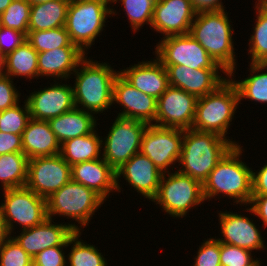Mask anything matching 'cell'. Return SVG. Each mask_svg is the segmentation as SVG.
<instances>
[{
  "label": "cell",
  "mask_w": 267,
  "mask_h": 266,
  "mask_svg": "<svg viewBox=\"0 0 267 266\" xmlns=\"http://www.w3.org/2000/svg\"><path fill=\"white\" fill-rule=\"evenodd\" d=\"M31 5L40 4L44 2H48L50 0H27Z\"/></svg>",
  "instance_id": "51"
},
{
  "label": "cell",
  "mask_w": 267,
  "mask_h": 266,
  "mask_svg": "<svg viewBox=\"0 0 267 266\" xmlns=\"http://www.w3.org/2000/svg\"><path fill=\"white\" fill-rule=\"evenodd\" d=\"M120 3L132 32L137 33L144 25L151 26L156 0H111V4Z\"/></svg>",
  "instance_id": "35"
},
{
  "label": "cell",
  "mask_w": 267,
  "mask_h": 266,
  "mask_svg": "<svg viewBox=\"0 0 267 266\" xmlns=\"http://www.w3.org/2000/svg\"><path fill=\"white\" fill-rule=\"evenodd\" d=\"M183 136L181 129L148 125L142 135L140 152L161 172H171V168L174 171L180 159Z\"/></svg>",
  "instance_id": "12"
},
{
  "label": "cell",
  "mask_w": 267,
  "mask_h": 266,
  "mask_svg": "<svg viewBox=\"0 0 267 266\" xmlns=\"http://www.w3.org/2000/svg\"><path fill=\"white\" fill-rule=\"evenodd\" d=\"M81 233L76 231L69 239V246L72 245V248L69 247L71 250L67 254V266H108L107 259L101 250L91 243L88 244L86 240H82Z\"/></svg>",
  "instance_id": "33"
},
{
  "label": "cell",
  "mask_w": 267,
  "mask_h": 266,
  "mask_svg": "<svg viewBox=\"0 0 267 266\" xmlns=\"http://www.w3.org/2000/svg\"><path fill=\"white\" fill-rule=\"evenodd\" d=\"M255 4H267V0H255Z\"/></svg>",
  "instance_id": "52"
},
{
  "label": "cell",
  "mask_w": 267,
  "mask_h": 266,
  "mask_svg": "<svg viewBox=\"0 0 267 266\" xmlns=\"http://www.w3.org/2000/svg\"><path fill=\"white\" fill-rule=\"evenodd\" d=\"M249 76L243 80L229 77L236 85L240 104L242 100L267 104V66L264 63H248Z\"/></svg>",
  "instance_id": "30"
},
{
  "label": "cell",
  "mask_w": 267,
  "mask_h": 266,
  "mask_svg": "<svg viewBox=\"0 0 267 266\" xmlns=\"http://www.w3.org/2000/svg\"><path fill=\"white\" fill-rule=\"evenodd\" d=\"M31 4L27 0H13L0 15V24L27 35Z\"/></svg>",
  "instance_id": "36"
},
{
  "label": "cell",
  "mask_w": 267,
  "mask_h": 266,
  "mask_svg": "<svg viewBox=\"0 0 267 266\" xmlns=\"http://www.w3.org/2000/svg\"><path fill=\"white\" fill-rule=\"evenodd\" d=\"M258 170H252V196L267 195V162Z\"/></svg>",
  "instance_id": "46"
},
{
  "label": "cell",
  "mask_w": 267,
  "mask_h": 266,
  "mask_svg": "<svg viewBox=\"0 0 267 266\" xmlns=\"http://www.w3.org/2000/svg\"><path fill=\"white\" fill-rule=\"evenodd\" d=\"M110 5L111 0H74L69 3L64 27L71 42L86 55L95 44V39L105 30L107 17L119 14L114 10V5Z\"/></svg>",
  "instance_id": "6"
},
{
  "label": "cell",
  "mask_w": 267,
  "mask_h": 266,
  "mask_svg": "<svg viewBox=\"0 0 267 266\" xmlns=\"http://www.w3.org/2000/svg\"><path fill=\"white\" fill-rule=\"evenodd\" d=\"M68 245L49 247L33 257V266H67V255L64 248Z\"/></svg>",
  "instance_id": "41"
},
{
  "label": "cell",
  "mask_w": 267,
  "mask_h": 266,
  "mask_svg": "<svg viewBox=\"0 0 267 266\" xmlns=\"http://www.w3.org/2000/svg\"><path fill=\"white\" fill-rule=\"evenodd\" d=\"M244 210L246 213L249 212L251 215L258 217L257 219L263 223L262 227L267 228V195L252 196L248 207Z\"/></svg>",
  "instance_id": "44"
},
{
  "label": "cell",
  "mask_w": 267,
  "mask_h": 266,
  "mask_svg": "<svg viewBox=\"0 0 267 266\" xmlns=\"http://www.w3.org/2000/svg\"><path fill=\"white\" fill-rule=\"evenodd\" d=\"M244 150L241 145L233 146L210 172L203 183L205 201L216 199L217 196L219 199H232L233 205H249L252 198L253 169L242 161Z\"/></svg>",
  "instance_id": "1"
},
{
  "label": "cell",
  "mask_w": 267,
  "mask_h": 266,
  "mask_svg": "<svg viewBox=\"0 0 267 266\" xmlns=\"http://www.w3.org/2000/svg\"><path fill=\"white\" fill-rule=\"evenodd\" d=\"M116 116L108 134L102 137V158L115 171L140 152L142 135L148 126L131 116Z\"/></svg>",
  "instance_id": "9"
},
{
  "label": "cell",
  "mask_w": 267,
  "mask_h": 266,
  "mask_svg": "<svg viewBox=\"0 0 267 266\" xmlns=\"http://www.w3.org/2000/svg\"><path fill=\"white\" fill-rule=\"evenodd\" d=\"M195 15L190 0H156L150 27L162 38L188 34Z\"/></svg>",
  "instance_id": "20"
},
{
  "label": "cell",
  "mask_w": 267,
  "mask_h": 266,
  "mask_svg": "<svg viewBox=\"0 0 267 266\" xmlns=\"http://www.w3.org/2000/svg\"><path fill=\"white\" fill-rule=\"evenodd\" d=\"M162 175L163 172L146 155L136 153L116 171L117 193L122 190L120 182L124 178L130 189L133 187L144 199L152 201L157 195Z\"/></svg>",
  "instance_id": "17"
},
{
  "label": "cell",
  "mask_w": 267,
  "mask_h": 266,
  "mask_svg": "<svg viewBox=\"0 0 267 266\" xmlns=\"http://www.w3.org/2000/svg\"><path fill=\"white\" fill-rule=\"evenodd\" d=\"M0 266H33V257L10 236L0 246Z\"/></svg>",
  "instance_id": "39"
},
{
  "label": "cell",
  "mask_w": 267,
  "mask_h": 266,
  "mask_svg": "<svg viewBox=\"0 0 267 266\" xmlns=\"http://www.w3.org/2000/svg\"><path fill=\"white\" fill-rule=\"evenodd\" d=\"M13 79L3 74L0 77V112L18 104L21 93L16 88Z\"/></svg>",
  "instance_id": "42"
},
{
  "label": "cell",
  "mask_w": 267,
  "mask_h": 266,
  "mask_svg": "<svg viewBox=\"0 0 267 266\" xmlns=\"http://www.w3.org/2000/svg\"><path fill=\"white\" fill-rule=\"evenodd\" d=\"M3 200L0 213L6 222L10 235L17 234L14 230L32 228L42 223L47 216L46 199L24 187L2 190ZM16 223V225H15Z\"/></svg>",
  "instance_id": "10"
},
{
  "label": "cell",
  "mask_w": 267,
  "mask_h": 266,
  "mask_svg": "<svg viewBox=\"0 0 267 266\" xmlns=\"http://www.w3.org/2000/svg\"><path fill=\"white\" fill-rule=\"evenodd\" d=\"M255 26L248 39L249 63H264L267 61V4H255Z\"/></svg>",
  "instance_id": "32"
},
{
  "label": "cell",
  "mask_w": 267,
  "mask_h": 266,
  "mask_svg": "<svg viewBox=\"0 0 267 266\" xmlns=\"http://www.w3.org/2000/svg\"><path fill=\"white\" fill-rule=\"evenodd\" d=\"M163 66L168 74L169 86L182 89L197 98L215 91L229 77L224 69L196 70L184 65Z\"/></svg>",
  "instance_id": "18"
},
{
  "label": "cell",
  "mask_w": 267,
  "mask_h": 266,
  "mask_svg": "<svg viewBox=\"0 0 267 266\" xmlns=\"http://www.w3.org/2000/svg\"><path fill=\"white\" fill-rule=\"evenodd\" d=\"M241 214V212L238 214L227 210L218 213L219 231L222 237L217 236V239L224 244L238 246L252 252L267 251L262 231L259 230L261 226H257L249 215Z\"/></svg>",
  "instance_id": "16"
},
{
  "label": "cell",
  "mask_w": 267,
  "mask_h": 266,
  "mask_svg": "<svg viewBox=\"0 0 267 266\" xmlns=\"http://www.w3.org/2000/svg\"><path fill=\"white\" fill-rule=\"evenodd\" d=\"M163 65H184L191 69H223L190 34L161 38L154 47Z\"/></svg>",
  "instance_id": "11"
},
{
  "label": "cell",
  "mask_w": 267,
  "mask_h": 266,
  "mask_svg": "<svg viewBox=\"0 0 267 266\" xmlns=\"http://www.w3.org/2000/svg\"><path fill=\"white\" fill-rule=\"evenodd\" d=\"M72 180L88 187L105 201L117 192L116 171L103 159L84 161L71 166Z\"/></svg>",
  "instance_id": "23"
},
{
  "label": "cell",
  "mask_w": 267,
  "mask_h": 266,
  "mask_svg": "<svg viewBox=\"0 0 267 266\" xmlns=\"http://www.w3.org/2000/svg\"><path fill=\"white\" fill-rule=\"evenodd\" d=\"M95 117L98 118L91 112L75 107L58 117L50 119L48 122L52 132L62 144L69 139L85 136L96 129L98 130L97 124L99 125L100 123H97L99 119Z\"/></svg>",
  "instance_id": "26"
},
{
  "label": "cell",
  "mask_w": 267,
  "mask_h": 266,
  "mask_svg": "<svg viewBox=\"0 0 267 266\" xmlns=\"http://www.w3.org/2000/svg\"><path fill=\"white\" fill-rule=\"evenodd\" d=\"M198 98L188 92L169 86L157 99L155 125L181 130L191 129Z\"/></svg>",
  "instance_id": "14"
},
{
  "label": "cell",
  "mask_w": 267,
  "mask_h": 266,
  "mask_svg": "<svg viewBox=\"0 0 267 266\" xmlns=\"http://www.w3.org/2000/svg\"><path fill=\"white\" fill-rule=\"evenodd\" d=\"M100 62L86 55L71 76L75 106L96 116L114 106L113 83L119 74L107 61Z\"/></svg>",
  "instance_id": "2"
},
{
  "label": "cell",
  "mask_w": 267,
  "mask_h": 266,
  "mask_svg": "<svg viewBox=\"0 0 267 266\" xmlns=\"http://www.w3.org/2000/svg\"><path fill=\"white\" fill-rule=\"evenodd\" d=\"M28 157L23 152L0 155L1 190L24 187L27 181Z\"/></svg>",
  "instance_id": "31"
},
{
  "label": "cell",
  "mask_w": 267,
  "mask_h": 266,
  "mask_svg": "<svg viewBox=\"0 0 267 266\" xmlns=\"http://www.w3.org/2000/svg\"><path fill=\"white\" fill-rule=\"evenodd\" d=\"M12 1L13 0H0V15L6 10Z\"/></svg>",
  "instance_id": "49"
},
{
  "label": "cell",
  "mask_w": 267,
  "mask_h": 266,
  "mask_svg": "<svg viewBox=\"0 0 267 266\" xmlns=\"http://www.w3.org/2000/svg\"><path fill=\"white\" fill-rule=\"evenodd\" d=\"M53 80L50 86L31 91L26 96L30 118L49 121L75 108L72 84Z\"/></svg>",
  "instance_id": "15"
},
{
  "label": "cell",
  "mask_w": 267,
  "mask_h": 266,
  "mask_svg": "<svg viewBox=\"0 0 267 266\" xmlns=\"http://www.w3.org/2000/svg\"><path fill=\"white\" fill-rule=\"evenodd\" d=\"M141 61L119 69V73L137 90L158 99L169 87L166 68L156 57Z\"/></svg>",
  "instance_id": "22"
},
{
  "label": "cell",
  "mask_w": 267,
  "mask_h": 266,
  "mask_svg": "<svg viewBox=\"0 0 267 266\" xmlns=\"http://www.w3.org/2000/svg\"><path fill=\"white\" fill-rule=\"evenodd\" d=\"M85 56L79 47H61L39 52L38 78L48 77V80L51 77V80L68 81Z\"/></svg>",
  "instance_id": "24"
},
{
  "label": "cell",
  "mask_w": 267,
  "mask_h": 266,
  "mask_svg": "<svg viewBox=\"0 0 267 266\" xmlns=\"http://www.w3.org/2000/svg\"><path fill=\"white\" fill-rule=\"evenodd\" d=\"M191 266H221L220 241L215 237L203 240Z\"/></svg>",
  "instance_id": "40"
},
{
  "label": "cell",
  "mask_w": 267,
  "mask_h": 266,
  "mask_svg": "<svg viewBox=\"0 0 267 266\" xmlns=\"http://www.w3.org/2000/svg\"><path fill=\"white\" fill-rule=\"evenodd\" d=\"M27 41V35L12 28L0 27V55L4 58Z\"/></svg>",
  "instance_id": "43"
},
{
  "label": "cell",
  "mask_w": 267,
  "mask_h": 266,
  "mask_svg": "<svg viewBox=\"0 0 267 266\" xmlns=\"http://www.w3.org/2000/svg\"><path fill=\"white\" fill-rule=\"evenodd\" d=\"M240 99L236 85L228 79L215 91L198 98L191 129L212 132L228 139L234 146L241 145L227 135L239 109Z\"/></svg>",
  "instance_id": "5"
},
{
  "label": "cell",
  "mask_w": 267,
  "mask_h": 266,
  "mask_svg": "<svg viewBox=\"0 0 267 266\" xmlns=\"http://www.w3.org/2000/svg\"><path fill=\"white\" fill-rule=\"evenodd\" d=\"M60 155L70 166L102 158V136L95 130L88 135L69 139L61 144Z\"/></svg>",
  "instance_id": "28"
},
{
  "label": "cell",
  "mask_w": 267,
  "mask_h": 266,
  "mask_svg": "<svg viewBox=\"0 0 267 266\" xmlns=\"http://www.w3.org/2000/svg\"><path fill=\"white\" fill-rule=\"evenodd\" d=\"M6 222L3 220L0 213V246L10 237Z\"/></svg>",
  "instance_id": "48"
},
{
  "label": "cell",
  "mask_w": 267,
  "mask_h": 266,
  "mask_svg": "<svg viewBox=\"0 0 267 266\" xmlns=\"http://www.w3.org/2000/svg\"><path fill=\"white\" fill-rule=\"evenodd\" d=\"M104 202L95 191L71 179L46 199L47 216L51 219L58 216L72 219L75 222L70 225L75 231L83 232L82 229L89 226L90 220Z\"/></svg>",
  "instance_id": "7"
},
{
  "label": "cell",
  "mask_w": 267,
  "mask_h": 266,
  "mask_svg": "<svg viewBox=\"0 0 267 266\" xmlns=\"http://www.w3.org/2000/svg\"><path fill=\"white\" fill-rule=\"evenodd\" d=\"M254 254L248 249L220 242L221 266H261L260 258H253Z\"/></svg>",
  "instance_id": "38"
},
{
  "label": "cell",
  "mask_w": 267,
  "mask_h": 266,
  "mask_svg": "<svg viewBox=\"0 0 267 266\" xmlns=\"http://www.w3.org/2000/svg\"><path fill=\"white\" fill-rule=\"evenodd\" d=\"M233 146L228 139L212 132L184 130L178 162L180 168L175 170L203 185L210 172Z\"/></svg>",
  "instance_id": "4"
},
{
  "label": "cell",
  "mask_w": 267,
  "mask_h": 266,
  "mask_svg": "<svg viewBox=\"0 0 267 266\" xmlns=\"http://www.w3.org/2000/svg\"><path fill=\"white\" fill-rule=\"evenodd\" d=\"M69 3L68 0H50L31 5L28 31H42L65 26Z\"/></svg>",
  "instance_id": "27"
},
{
  "label": "cell",
  "mask_w": 267,
  "mask_h": 266,
  "mask_svg": "<svg viewBox=\"0 0 267 266\" xmlns=\"http://www.w3.org/2000/svg\"><path fill=\"white\" fill-rule=\"evenodd\" d=\"M21 138L22 152L28 159L60 154L61 144L48 121L30 118Z\"/></svg>",
  "instance_id": "25"
},
{
  "label": "cell",
  "mask_w": 267,
  "mask_h": 266,
  "mask_svg": "<svg viewBox=\"0 0 267 266\" xmlns=\"http://www.w3.org/2000/svg\"><path fill=\"white\" fill-rule=\"evenodd\" d=\"M54 218H47L32 228L20 230L13 238L31 256L41 251L60 245H68L69 239L75 234V229L69 223L54 222ZM21 232V233H20Z\"/></svg>",
  "instance_id": "19"
},
{
  "label": "cell",
  "mask_w": 267,
  "mask_h": 266,
  "mask_svg": "<svg viewBox=\"0 0 267 266\" xmlns=\"http://www.w3.org/2000/svg\"><path fill=\"white\" fill-rule=\"evenodd\" d=\"M204 201L203 185L177 170L163 173L157 195L152 200L173 219L187 217L190 210Z\"/></svg>",
  "instance_id": "8"
},
{
  "label": "cell",
  "mask_w": 267,
  "mask_h": 266,
  "mask_svg": "<svg viewBox=\"0 0 267 266\" xmlns=\"http://www.w3.org/2000/svg\"><path fill=\"white\" fill-rule=\"evenodd\" d=\"M4 74V60L3 57L0 55V77Z\"/></svg>",
  "instance_id": "50"
},
{
  "label": "cell",
  "mask_w": 267,
  "mask_h": 266,
  "mask_svg": "<svg viewBox=\"0 0 267 266\" xmlns=\"http://www.w3.org/2000/svg\"><path fill=\"white\" fill-rule=\"evenodd\" d=\"M0 112V131L4 133H12L22 135L26 125L30 119L29 108L27 102L24 100Z\"/></svg>",
  "instance_id": "37"
},
{
  "label": "cell",
  "mask_w": 267,
  "mask_h": 266,
  "mask_svg": "<svg viewBox=\"0 0 267 266\" xmlns=\"http://www.w3.org/2000/svg\"><path fill=\"white\" fill-rule=\"evenodd\" d=\"M196 13L225 10L222 0H190Z\"/></svg>",
  "instance_id": "47"
},
{
  "label": "cell",
  "mask_w": 267,
  "mask_h": 266,
  "mask_svg": "<svg viewBox=\"0 0 267 266\" xmlns=\"http://www.w3.org/2000/svg\"><path fill=\"white\" fill-rule=\"evenodd\" d=\"M115 103L122 107L117 114L155 125L157 99L137 90L120 73L113 83V104Z\"/></svg>",
  "instance_id": "21"
},
{
  "label": "cell",
  "mask_w": 267,
  "mask_h": 266,
  "mask_svg": "<svg viewBox=\"0 0 267 266\" xmlns=\"http://www.w3.org/2000/svg\"><path fill=\"white\" fill-rule=\"evenodd\" d=\"M27 42L38 53L61 47H78L71 42L64 26L42 31H28Z\"/></svg>",
  "instance_id": "34"
},
{
  "label": "cell",
  "mask_w": 267,
  "mask_h": 266,
  "mask_svg": "<svg viewBox=\"0 0 267 266\" xmlns=\"http://www.w3.org/2000/svg\"><path fill=\"white\" fill-rule=\"evenodd\" d=\"M13 152H22L21 135L0 131V155Z\"/></svg>",
  "instance_id": "45"
},
{
  "label": "cell",
  "mask_w": 267,
  "mask_h": 266,
  "mask_svg": "<svg viewBox=\"0 0 267 266\" xmlns=\"http://www.w3.org/2000/svg\"><path fill=\"white\" fill-rule=\"evenodd\" d=\"M72 179L71 166L60 154L28 161L26 187L47 199Z\"/></svg>",
  "instance_id": "13"
},
{
  "label": "cell",
  "mask_w": 267,
  "mask_h": 266,
  "mask_svg": "<svg viewBox=\"0 0 267 266\" xmlns=\"http://www.w3.org/2000/svg\"><path fill=\"white\" fill-rule=\"evenodd\" d=\"M226 11L196 13L189 34L227 71L229 77H236L234 75L238 63L234 48V28L228 17L229 11Z\"/></svg>",
  "instance_id": "3"
},
{
  "label": "cell",
  "mask_w": 267,
  "mask_h": 266,
  "mask_svg": "<svg viewBox=\"0 0 267 266\" xmlns=\"http://www.w3.org/2000/svg\"><path fill=\"white\" fill-rule=\"evenodd\" d=\"M4 74L26 80L38 79V52L25 41L4 58Z\"/></svg>",
  "instance_id": "29"
}]
</instances>
